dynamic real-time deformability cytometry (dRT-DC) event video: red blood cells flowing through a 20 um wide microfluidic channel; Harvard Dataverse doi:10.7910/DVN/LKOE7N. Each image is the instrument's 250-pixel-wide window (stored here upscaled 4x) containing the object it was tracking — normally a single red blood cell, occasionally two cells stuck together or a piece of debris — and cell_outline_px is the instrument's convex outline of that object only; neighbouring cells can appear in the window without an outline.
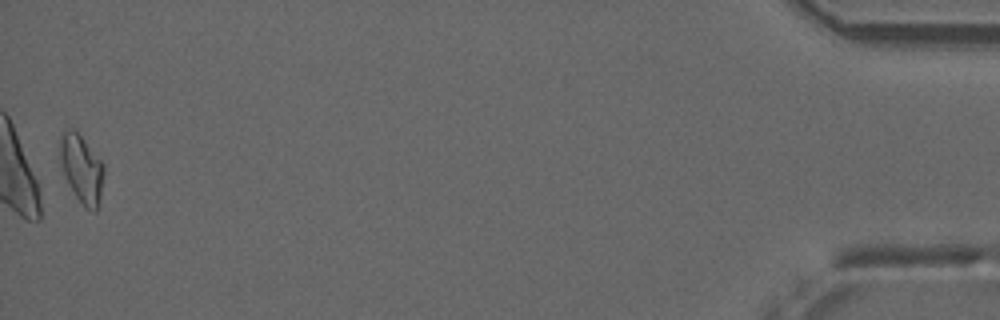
{"species": "common noctule bat (a hibernating species)", "species_latin": "Nyctalus noctula", "temperature_condition": "room temperature", "stored_images_in_passage": 40, "camera_frame_rate_fps": 3000, "um_per_image_px": 0.085, "animal": {"sex": "male", "forearm_length_mm": 52.5}, "frame": {"image": 1, "passage_image": 40, "time_ms": 13.0, "image_size_px": [1000, 320], "cell_outline_px": [[104, 172], [100, 196], [96, 212], [92, 212], [84, 208], [76, 196], [60, 164], [60, 136], [68, 128], [72, 128], [80, 136], [104, 164]], "centroid_in_image_um": [6.95, 14.37], "position_along_channel_um": 428.3, "area_um2": 16.99}, "authors_computed_cell_mechanics": {"area_um2": 15.8372, "velocity_mm_per_s": 3.9009, "shape_relaxation_time_tau1_ms": null, "shape_relaxation_time_tau2_ms": 2.0013, "deformation_change_tau1": null, "deformation_change_tau2": 0.0922}}